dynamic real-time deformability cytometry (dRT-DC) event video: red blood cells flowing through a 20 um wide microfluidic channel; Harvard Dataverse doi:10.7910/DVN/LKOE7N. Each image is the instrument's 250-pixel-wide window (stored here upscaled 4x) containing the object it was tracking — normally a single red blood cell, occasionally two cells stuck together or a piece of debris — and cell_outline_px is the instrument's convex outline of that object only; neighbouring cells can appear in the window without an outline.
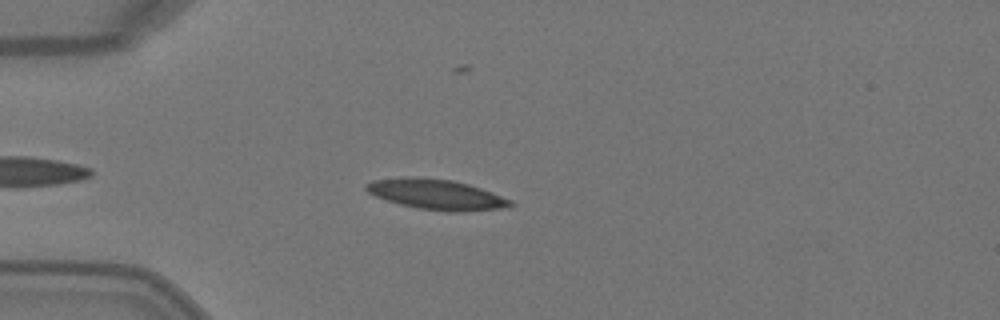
{"species": "Egyptian fruit bat (a non-hibernating species)", "species_latin": "Rousettus aegyptiacus", "temperature_condition": "warm", "stored_images_in_passage": 6, "camera_frame_rate_fps": 3000, "um_per_image_px": 0.085, "animal": {"sex": "female"}, "frame": {"image": 1, "passage_image": 4, "time_ms": 1.0, "image_size_px": [1000, 320], "cell_outline_px": [[516, 204], [512, 208], [460, 212], [448, 212], [420, 208], [400, 204], [376, 196], [368, 192], [364, 188], [372, 180], [404, 176], [416, 176], [452, 180], [468, 184], [492, 192], [512, 200]], "centroid_in_image_um": [37.17, 16.53], "position_along_channel_um": 47.8, "area_um2": 25.72}}